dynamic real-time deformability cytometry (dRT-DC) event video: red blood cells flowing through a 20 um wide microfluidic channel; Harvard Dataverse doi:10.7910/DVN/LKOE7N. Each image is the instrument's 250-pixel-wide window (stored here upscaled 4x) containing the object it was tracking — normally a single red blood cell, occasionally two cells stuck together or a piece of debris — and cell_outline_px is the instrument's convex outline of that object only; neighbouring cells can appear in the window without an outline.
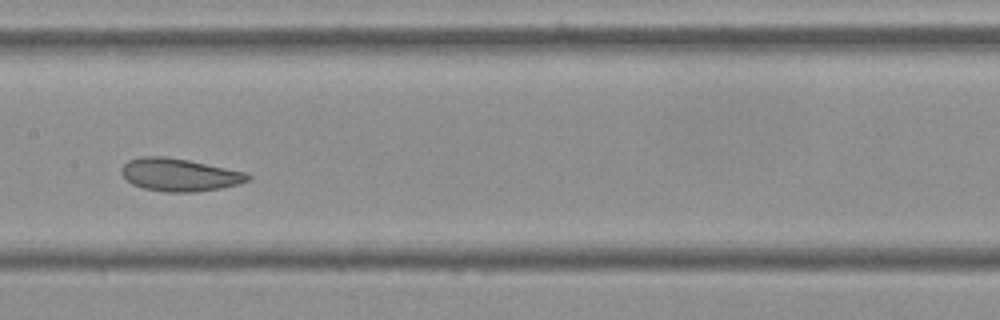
{"species": "Egyptian fruit bat (a non-hibernating species)", "species_latin": "Rousettus aegyptiacus", "temperature_condition": "cold", "stored_images_in_passage": 9, "camera_frame_rate_fps": 3000, "um_per_image_px": 0.085, "frame": {"image": 1, "passage_image": 6, "time_ms": 1.667, "image_size_px": [1000, 320], "cell_outline_px": [[252, 176], [248, 180], [236, 184], [220, 188], [196, 192], [164, 192], [144, 188], [132, 184], [120, 172], [120, 168], [128, 160], [140, 156], [164, 156], [188, 160], [248, 172]], "centroid_in_image_um": [15.24, 14.85], "position_along_channel_um": 192.2, "area_um2": 24.16}}
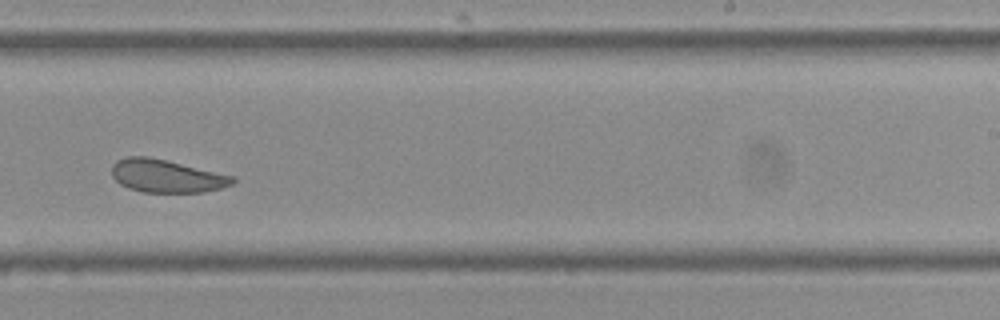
{"frame": {"image": 2, "passage_image": 8, "time_ms": 2.333, "image_size_px": [1000, 320], "cell_outline_px": [[236, 180], [232, 184], [220, 188], [204, 192], [144, 192], [128, 188], [120, 184], [112, 176], [112, 164], [116, 160], [128, 156], [148, 156], [236, 176]], "centroid_in_image_um": [14.15, 14.95], "position_along_channel_um": 274.8, "area_um2": 23.24}}
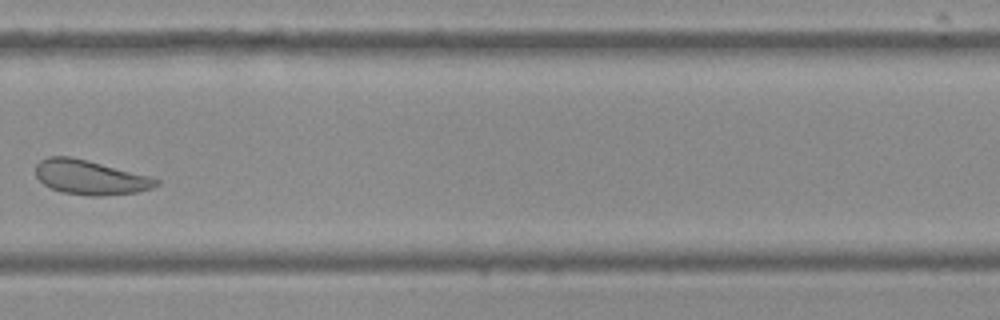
{"frame": {"image": 3, "passage_image": 9, "time_ms": 2.667, "image_size_px": [1000, 320], "cell_outline_px": [[160, 184], [152, 188], [136, 192], [100, 196], [88, 196], [64, 192], [52, 188], [44, 184], [36, 176], [36, 164], [40, 160], [48, 156], [72, 156], [152, 176], [160, 180]], "centroid_in_image_um": [7.7, 15.06], "position_along_channel_um": 322.1, "area_um2": 24.33}}